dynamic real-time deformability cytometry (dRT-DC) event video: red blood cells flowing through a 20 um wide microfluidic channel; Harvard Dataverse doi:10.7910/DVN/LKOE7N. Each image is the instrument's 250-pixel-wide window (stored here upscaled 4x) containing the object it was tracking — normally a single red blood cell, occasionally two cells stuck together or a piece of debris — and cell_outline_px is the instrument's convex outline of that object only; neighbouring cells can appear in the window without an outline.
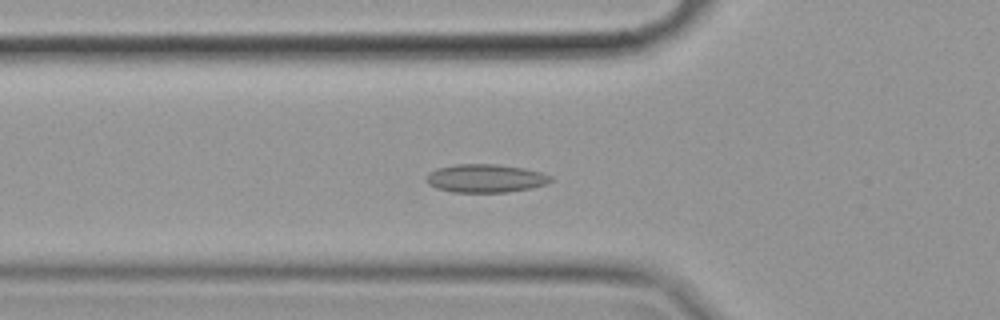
{"species": "common noctule bat (a hibernating species)", "species_latin": "Nyctalus noctula", "temperature_condition": "cold", "stored_images_in_passage": 58, "camera_frame_rate_fps": 3000, "um_per_image_px": 0.085, "animal": {"sex": "female", "body_mass_g": 19.9}, "frame": {"image": 1, "passage_image": 19, "time_ms": 6.0, "image_size_px": [1000, 320], "cell_outline_px": [[552, 180], [548, 184], [532, 188], [508, 192], [452, 192], [436, 188], [428, 184], [424, 180], [428, 172], [436, 168], [456, 164], [500, 164], [524, 168], [540, 172], [552, 176]], "centroid_in_image_um": [41.25, 15.15], "position_along_channel_um": 84.5, "area_um2": 20.81}}
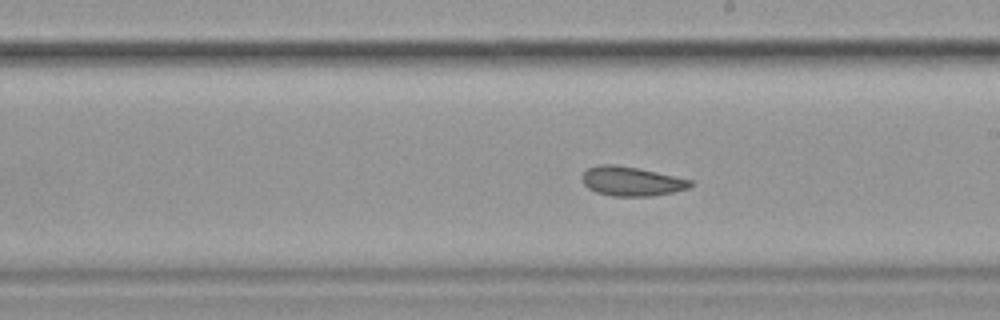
{"frame": {"image": 2, "passage_image": 32, "time_ms": 10.333, "image_size_px": [1000, 320], "cell_outline_px": [[696, 184], [688, 188], [672, 192], [652, 196], [612, 196], [596, 192], [588, 188], [580, 180], [580, 176], [588, 168], [600, 164], [616, 164], [640, 168], [692, 180]], "centroid_in_image_um": [53.66, 15.4], "position_along_channel_um": 235.3, "area_um2": 18.73}}
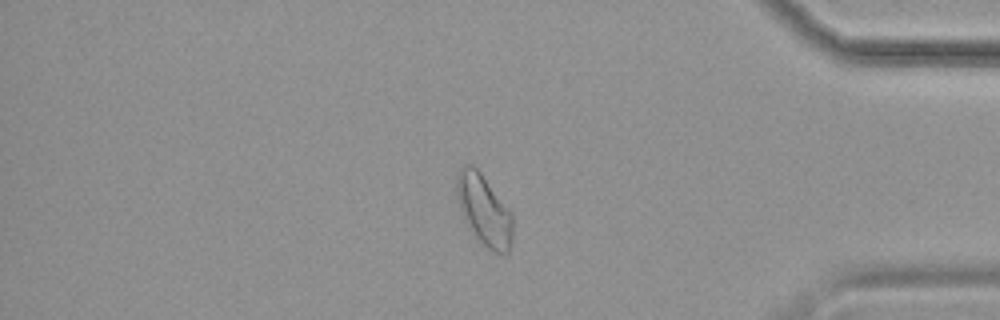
{"frame": {"image": 3, "passage_image": 48, "time_ms": 15.667, "image_size_px": [1000, 320], "cell_outline_px": [[512, 240], [508, 252], [492, 252], [476, 240], [468, 228], [460, 208], [456, 196], [456, 176], [460, 168], [468, 164], [472, 164], [480, 172], [512, 212]], "centroid_in_image_um": [41.12, 17.87], "position_along_channel_um": 394.1, "area_um2": 23.24}, "authors_computed_cell_mechanics": {"area_um2": 20.7502, "velocity_mm_per_s": 3.4745, "shape_relaxation_time_tau1_ms": null, "shape_relaxation_time_tau2_ms": 2.7084, "deformation_change_tau1": null, "deformation_change_tau2": 0.077}}